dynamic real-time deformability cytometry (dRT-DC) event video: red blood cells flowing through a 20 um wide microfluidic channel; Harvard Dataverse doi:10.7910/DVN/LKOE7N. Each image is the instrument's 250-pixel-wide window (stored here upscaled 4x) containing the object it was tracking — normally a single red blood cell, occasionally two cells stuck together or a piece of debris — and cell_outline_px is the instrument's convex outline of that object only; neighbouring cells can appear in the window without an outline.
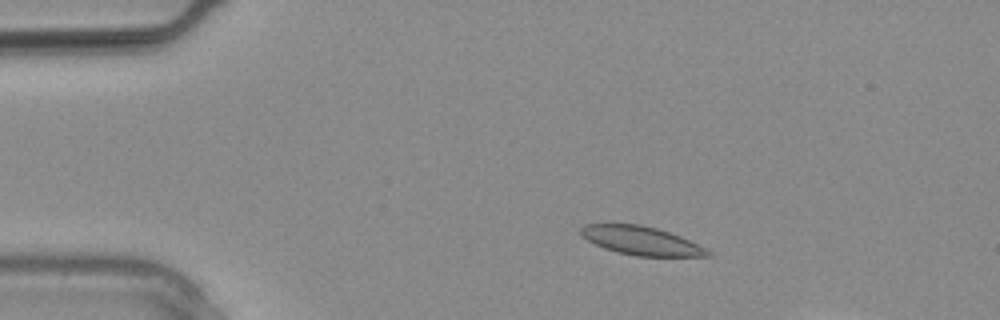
{"species": "common noctule bat (a hibernating species)", "species_latin": "Nyctalus noctula", "temperature_condition": "warm", "stored_images_in_passage": 8, "camera_frame_rate_fps": 3000, "um_per_image_px": 0.085, "animal": {"sex": "male", "body_mass_g": 20.4}, "frame": {"image": 1, "passage_image": 4, "time_ms": 1.0, "image_size_px": [1000, 320], "cell_outline_px": [[712, 256], [636, 256], [604, 248], [588, 240], [580, 232], [580, 228], [584, 224], [608, 220], [640, 224], [656, 228], [680, 236], [712, 252]], "centroid_in_image_um": [54.4, 20.4], "position_along_channel_um": 30.6, "area_um2": 21.56}}